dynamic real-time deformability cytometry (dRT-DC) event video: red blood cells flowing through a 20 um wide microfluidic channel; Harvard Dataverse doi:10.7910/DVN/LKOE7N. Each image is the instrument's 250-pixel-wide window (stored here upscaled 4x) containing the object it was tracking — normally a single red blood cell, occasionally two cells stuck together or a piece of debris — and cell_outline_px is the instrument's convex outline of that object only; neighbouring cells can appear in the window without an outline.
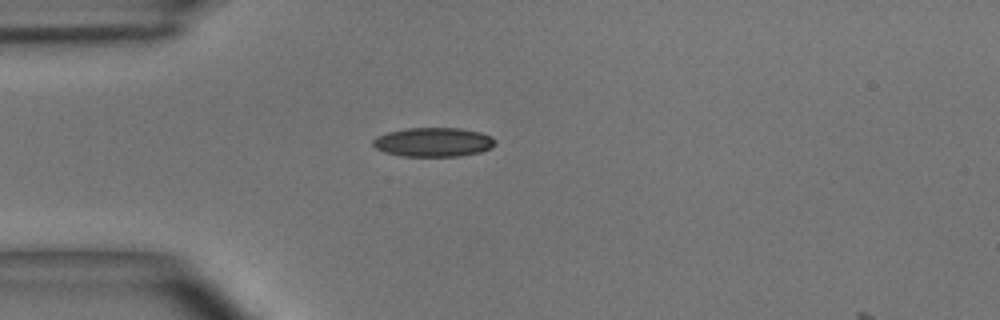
{"species": "common noctule bat (a hibernating species)", "species_latin": "Nyctalus noctula", "temperature_condition": "room temperature", "stored_images_in_passage": 33, "camera_frame_rate_fps": 3000, "um_per_image_px": 0.085, "animal": {"sex": "male", "body_mass_g": 15.6}, "frame": {"image": 1, "passage_image": 1, "time_ms": 0.0, "image_size_px": [1000, 320], "cell_outline_px": [[496, 144], [492, 148], [480, 152], [460, 156], [400, 156], [384, 152], [376, 148], [372, 144], [372, 140], [376, 136], [388, 132], [408, 128], [460, 128], [480, 132], [492, 136], [496, 140]], "centroid_in_image_um": [36.85, 12.08], "position_along_channel_um": 48.1, "area_um2": 20.92}}
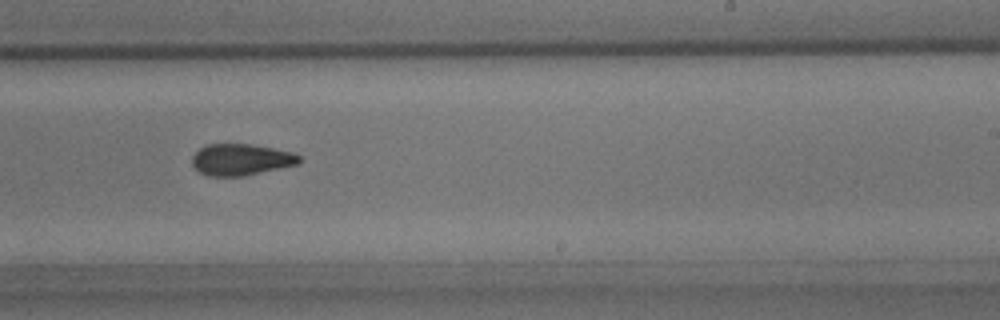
{"frame": {"image": 2, "passage_image": 18, "time_ms": 5.667, "image_size_px": [1000, 320], "cell_outline_px": [[304, 160], [300, 164], [244, 176], [208, 176], [200, 172], [192, 164], [192, 156], [200, 148], [208, 144], [252, 144], [292, 152], [300, 156]], "centroid_in_image_um": [20.53, 13.57], "position_along_channel_um": 268.5, "area_um2": 19.77}}
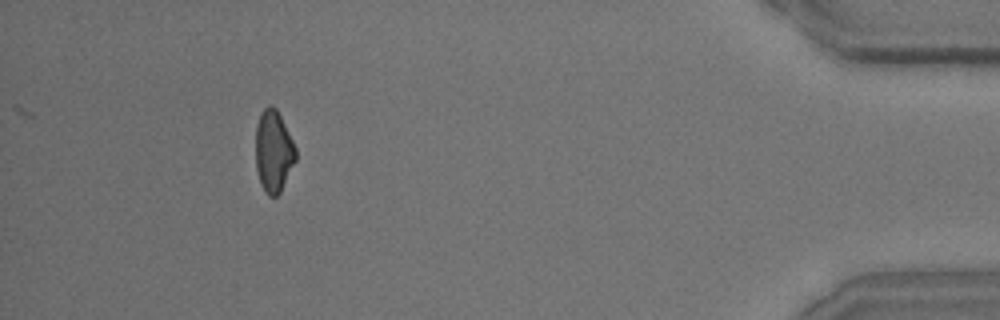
{"frame": {"image": 3, "passage_image": 33, "time_ms": 10.667, "image_size_px": [1000, 320], "cell_outline_px": [[296, 160], [280, 192], [276, 196], [268, 196], [264, 192], [260, 184], [256, 168], [256, 124], [260, 112], [268, 104], [272, 104], [276, 108], [296, 148]], "centroid_in_image_um": [23.23, 12.85], "position_along_channel_um": 412.0, "area_um2": 19.19}, "authors_computed_cell_mechanics": {"area_um2": 20.4034, "velocity_mm_per_s": 4.0863, "shape_relaxation_time_tau1_ms": 7.2323, "shape_relaxation_time_tau2_ms": 3.0951, "deformation_change_tau1": 0.1618, "deformation_change_tau2": 0.0924}}